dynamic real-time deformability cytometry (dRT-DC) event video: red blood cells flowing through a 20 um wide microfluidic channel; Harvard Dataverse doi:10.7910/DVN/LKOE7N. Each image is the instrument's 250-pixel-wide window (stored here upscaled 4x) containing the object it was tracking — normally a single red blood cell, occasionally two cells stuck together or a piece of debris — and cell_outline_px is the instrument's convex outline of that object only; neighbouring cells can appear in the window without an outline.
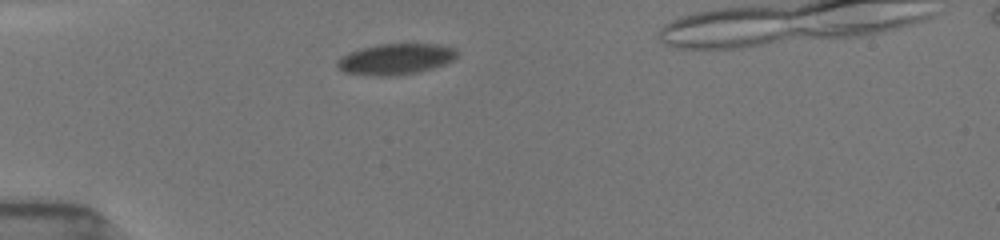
{"species": "common noctule bat (a hibernating species)", "species_latin": "Nyctalus noctula", "temperature_condition": "room temperature", "stored_images_in_passage": 3, "camera_frame_rate_fps": 3000, "um_per_image_px": 0.085, "animal": {"sex": "female", "body_mass_g": 19.5, "forearm_length_mm": 54.1}, "frame": {"image": 1, "passage_image": 1, "time_ms": 0.0, "image_size_px": [1000, 240], "cell_outline_px": [[456, 56], [452, 60], [444, 64], [432, 68], [416, 72], [392, 76], [380, 76], [344, 72], [336, 64], [344, 56], [352, 52], [364, 48], [380, 44], [428, 44], [452, 48], [456, 52]], "centroid_in_image_um": [33.63, 5.03], "position_along_channel_um": 51.4, "area_um2": 20.75}}
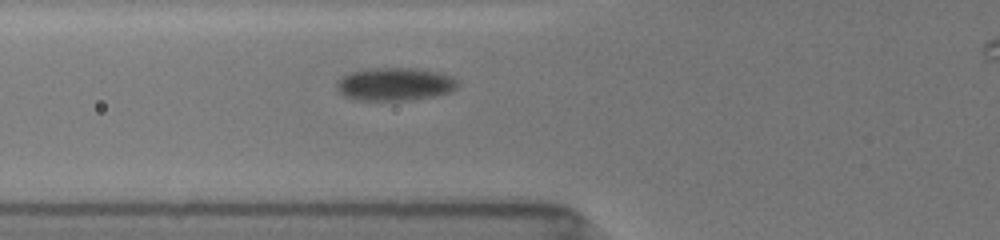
{"frame": {"image": 2, "passage_image": 3, "time_ms": 1.667, "image_size_px": [1000, 240], "cell_outline_px": [[456, 88], [448, 92], [408, 100], [360, 100], [344, 96], [336, 88], [336, 80], [352, 72], [372, 68], [408, 68], [436, 72], [452, 76], [456, 80]], "centroid_in_image_um": [33.5, 7.15], "position_along_channel_um": 92.3, "area_um2": 22.72}}